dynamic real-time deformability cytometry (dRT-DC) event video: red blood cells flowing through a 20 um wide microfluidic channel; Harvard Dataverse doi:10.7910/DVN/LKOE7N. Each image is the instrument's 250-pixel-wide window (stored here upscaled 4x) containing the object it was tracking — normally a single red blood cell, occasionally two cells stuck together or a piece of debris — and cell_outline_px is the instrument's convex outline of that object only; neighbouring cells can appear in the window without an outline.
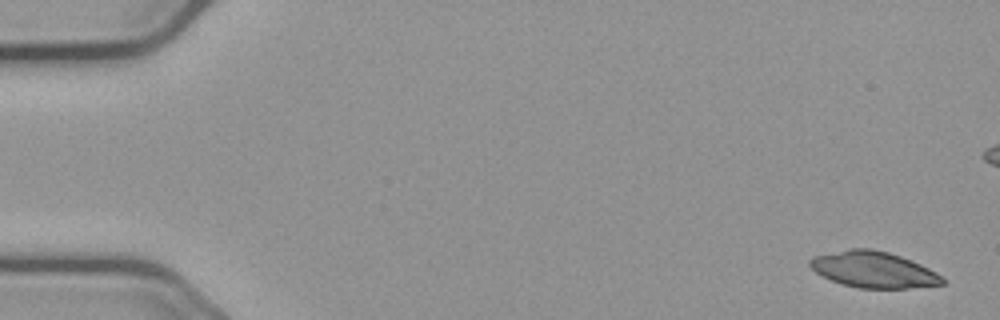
{"species": "common noctule bat (a hibernating species)", "species_latin": "Nyctalus noctula", "temperature_condition": "cold", "stored_images_in_passage": 56, "camera_frame_rate_fps": 3000, "um_per_image_px": 0.085, "animal": {"sex": "male", "body_mass_g": 23.1, "forearm_length_mm": 52.7}, "frame": {"image": 1, "passage_image": 1, "time_ms": 0.0, "image_size_px": [1000, 320], "cell_outline_px": [[944, 284], [908, 288], [856, 288], [832, 280], [816, 272], [808, 264], [808, 260], [812, 256], [848, 248], [872, 248], [888, 252], [912, 260], [936, 272], [944, 280]], "centroid_in_image_um": [74.22, 22.9], "position_along_channel_um": 10.8, "area_um2": 27.86}}